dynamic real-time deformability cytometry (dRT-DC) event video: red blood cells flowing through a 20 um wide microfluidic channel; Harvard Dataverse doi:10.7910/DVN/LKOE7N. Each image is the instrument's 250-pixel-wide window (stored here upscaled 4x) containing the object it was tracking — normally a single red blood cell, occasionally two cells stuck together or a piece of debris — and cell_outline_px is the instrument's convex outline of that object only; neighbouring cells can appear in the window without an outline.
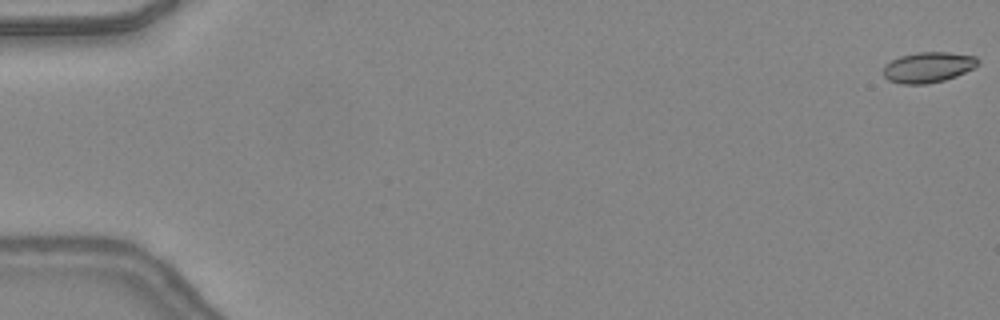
{"species": "common noctule bat (a hibernating species)", "species_latin": "Nyctalus noctula", "temperature_condition": "warm", "stored_images_in_passage": 12, "camera_frame_rate_fps": 3000, "um_per_image_px": 0.085, "animal": {"sex": "female", "body_mass_g": 24.6, "forearm_length_mm": 56.2}, "frame": {"image": 1, "passage_image": 1, "time_ms": 0.0, "image_size_px": [1000, 320], "cell_outline_px": [[980, 64], [956, 76], [944, 80], [924, 84], [904, 84], [888, 80], [884, 76], [884, 64], [900, 56], [916, 52], [948, 52], [976, 56], [980, 60]], "centroid_in_image_um": [78.9, 5.7], "position_along_channel_um": 6.1, "area_um2": 16.82}}